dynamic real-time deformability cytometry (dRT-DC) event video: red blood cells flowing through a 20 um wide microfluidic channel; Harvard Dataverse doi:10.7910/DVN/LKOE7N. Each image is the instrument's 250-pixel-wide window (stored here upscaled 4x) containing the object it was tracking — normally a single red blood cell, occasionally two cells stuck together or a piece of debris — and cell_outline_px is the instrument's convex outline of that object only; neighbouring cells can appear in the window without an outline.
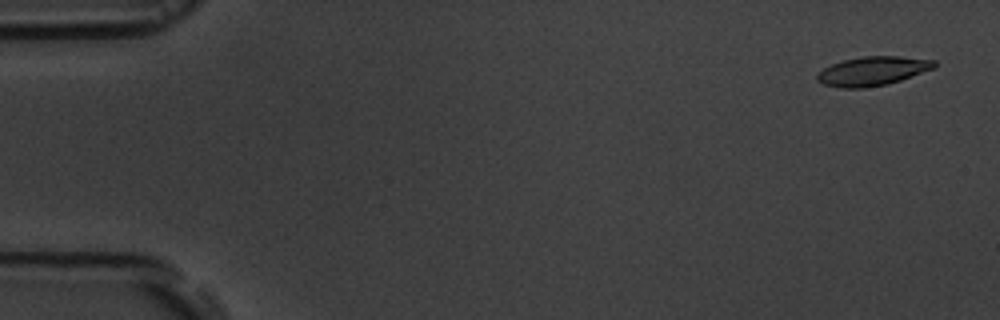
{"species": "common noctule bat (a hibernating species)", "species_latin": "Nyctalus noctula", "temperature_condition": "room temperature", "stored_images_in_passage": 5, "camera_frame_rate_fps": 3000, "um_per_image_px": 0.085, "animal": {"sex": "male", "body_mass_g": 19.5, "forearm_length_mm": 54.6}, "frame": {"image": 1, "passage_image": 1, "time_ms": 0.0, "image_size_px": [1000, 320], "cell_outline_px": [[936, 68], [888, 84], [864, 88], [840, 88], [824, 84], [816, 80], [816, 72], [832, 64], [844, 60], [864, 56], [900, 56], [936, 60]], "centroid_in_image_um": [74.17, 6.04], "position_along_channel_um": 10.8, "area_um2": 19.94}}
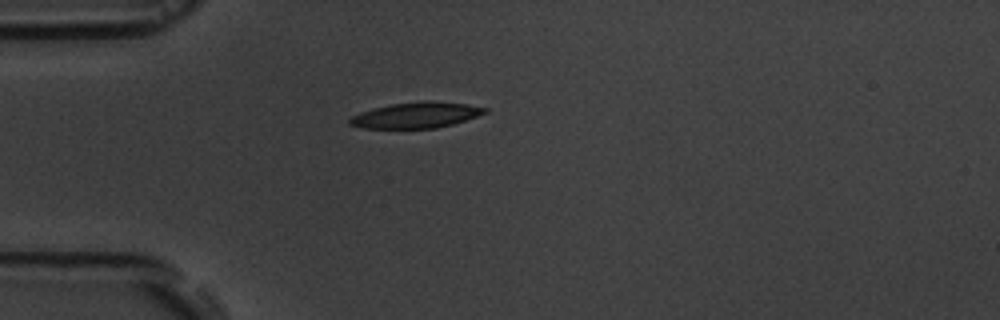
{"frame": {"image": 2, "passage_image": 4, "time_ms": 4.333, "image_size_px": [1000, 320], "cell_outline_px": [[488, 112], [452, 124], [436, 128], [364, 128], [348, 124], [348, 120], [352, 116], [360, 112], [392, 104], [424, 100], [428, 100], [468, 104], [488, 108]], "centroid_in_image_um": [35.38, 9.78], "position_along_channel_um": 49.6, "area_um2": 20.17}}